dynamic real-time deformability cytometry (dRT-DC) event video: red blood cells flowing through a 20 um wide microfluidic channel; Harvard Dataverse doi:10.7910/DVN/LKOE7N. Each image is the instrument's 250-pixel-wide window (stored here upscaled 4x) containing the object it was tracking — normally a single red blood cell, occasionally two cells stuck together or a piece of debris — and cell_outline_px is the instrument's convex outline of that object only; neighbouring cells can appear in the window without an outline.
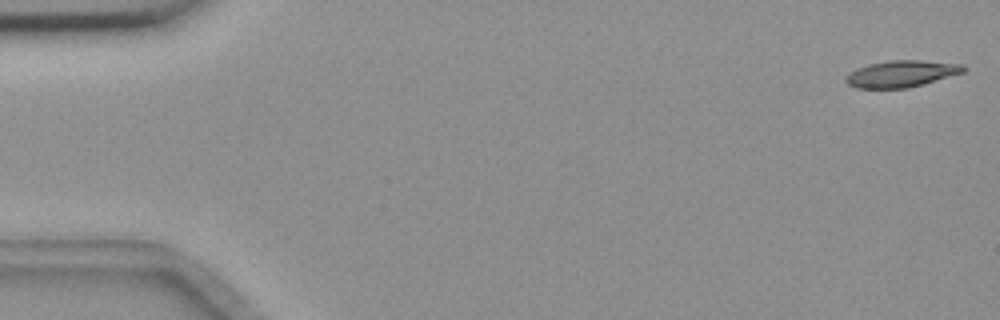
{"species": "common noctule bat (a hibernating species)", "species_latin": "Nyctalus noctula", "temperature_condition": "room temperature", "stored_images_in_passage": 17, "camera_frame_rate_fps": 3000, "um_per_image_px": 0.085, "animal": {"sex": "female", "body_mass_g": 18.4}, "frame": {"image": 1, "passage_image": 1, "time_ms": 0.0, "image_size_px": [1000, 320], "cell_outline_px": [[968, 68], [964, 72], [908, 88], [856, 88], [848, 84], [844, 80], [856, 68], [868, 64], [888, 60], [920, 60], [964, 64]], "centroid_in_image_um": [76.64, 6.26], "position_along_channel_um": 8.4, "area_um2": 18.21}}
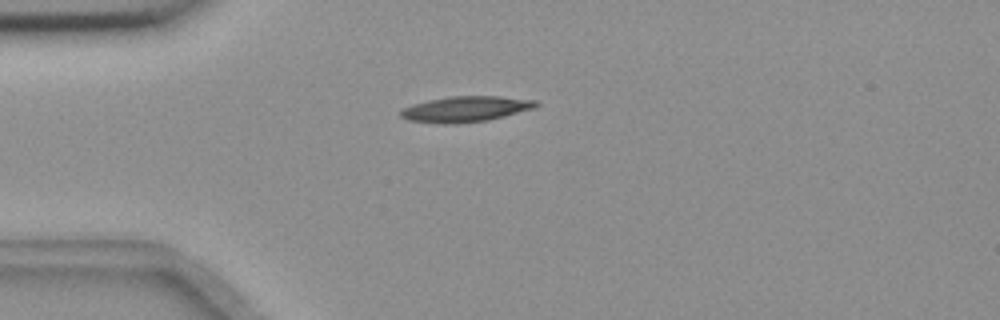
{"frame": {"image": 2, "passage_image": 14, "time_ms": 4.333, "image_size_px": [1000, 320], "cell_outline_px": [[540, 104], [536, 108], [488, 120], [452, 124], [444, 124], [408, 120], [400, 116], [400, 112], [404, 108], [412, 104], [428, 100], [452, 96], [500, 96], [536, 100]], "centroid_in_image_um": [39.61, 9.26], "position_along_channel_um": 45.4, "area_um2": 20.23}}